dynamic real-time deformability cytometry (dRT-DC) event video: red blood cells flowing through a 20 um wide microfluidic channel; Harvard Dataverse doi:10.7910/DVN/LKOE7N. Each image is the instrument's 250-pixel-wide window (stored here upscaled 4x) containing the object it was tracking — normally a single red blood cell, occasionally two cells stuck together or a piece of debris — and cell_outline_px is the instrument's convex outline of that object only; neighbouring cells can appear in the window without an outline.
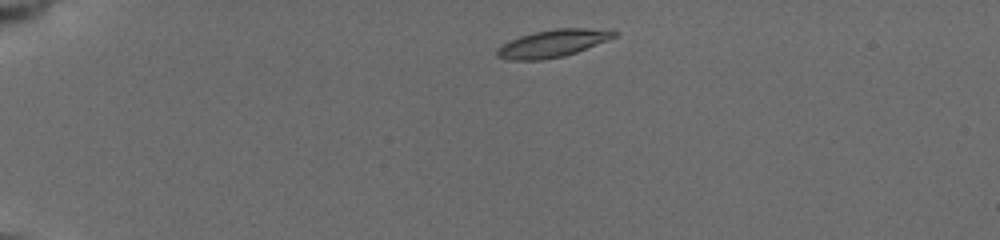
{"species": "common noctule bat (a hibernating species)", "species_latin": "Nyctalus noctula", "temperature_condition": "cold", "stored_images_in_passage": 5, "camera_frame_rate_fps": 3000, "um_per_image_px": 0.085, "animal": {"sex": "female", "body_mass_g": 19.5, "forearm_length_mm": 54.1}, "frame": {"image": 1, "passage_image": 1, "time_ms": 0.0, "image_size_px": [1000, 240], "cell_outline_px": [[620, 32], [616, 36], [576, 52], [564, 56], [540, 60], [508, 60], [496, 56], [496, 52], [504, 44], [520, 36], [536, 32], [556, 28], [584, 28]], "centroid_in_image_um": [46.96, 3.7], "position_along_channel_um": 38.0, "area_um2": 18.21}}
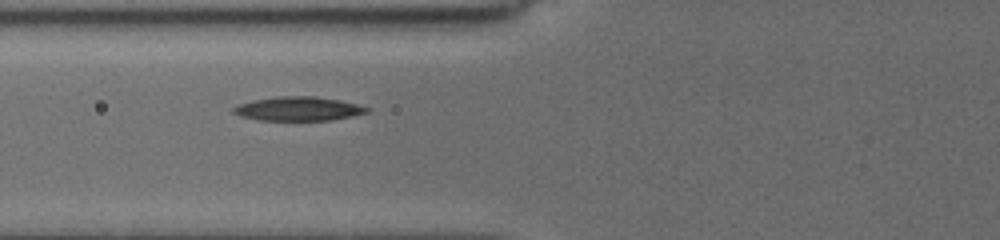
{"frame": {"image": 2, "passage_image": 4, "time_ms": 3.333, "image_size_px": [1000, 240], "cell_outline_px": [[368, 112], [352, 116], [332, 120], [260, 120], [240, 116], [232, 112], [232, 108], [240, 104], [252, 100], [276, 96], [316, 96], [340, 100], [356, 104], [368, 108]], "centroid_in_image_um": [25.33, 9.24], "position_along_channel_um": 100.5, "area_um2": 18.61}}
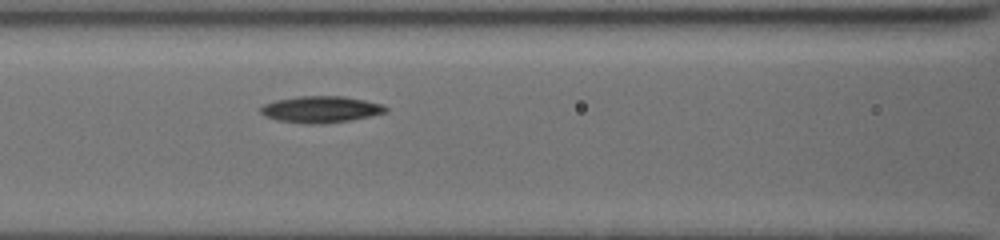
{"frame": {"image": 3, "passage_image": 5, "time_ms": 4.333, "image_size_px": [1000, 240], "cell_outline_px": [[388, 112], [352, 120], [320, 124], [308, 124], [276, 120], [264, 116], [260, 112], [260, 108], [264, 104], [276, 100], [300, 96], [344, 96], [364, 100], [380, 104], [388, 108]], "centroid_in_image_um": [27.26, 9.3], "position_along_channel_um": 139.3, "area_um2": 19.36}}